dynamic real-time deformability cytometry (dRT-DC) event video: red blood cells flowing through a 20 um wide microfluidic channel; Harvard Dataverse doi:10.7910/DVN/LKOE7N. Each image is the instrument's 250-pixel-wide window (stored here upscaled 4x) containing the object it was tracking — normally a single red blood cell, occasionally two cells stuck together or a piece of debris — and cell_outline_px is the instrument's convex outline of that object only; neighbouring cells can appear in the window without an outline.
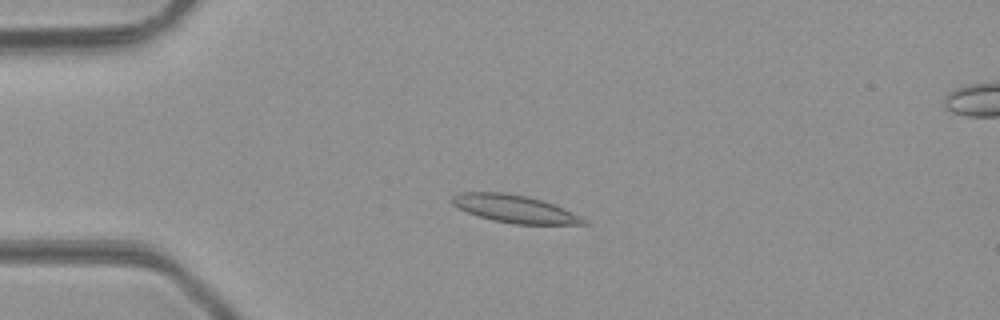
{"species": "common noctule bat (a hibernating species)", "species_latin": "Nyctalus noctula", "temperature_condition": "room temperature", "stored_images_in_passage": 50, "camera_frame_rate_fps": 3000, "um_per_image_px": 0.085, "animal": {"sex": "male", "body_mass_g": 23.1, "forearm_length_mm": 52.7}, "frame": {"image": 1, "passage_image": 13, "time_ms": 4.0, "image_size_px": [1000, 320], "cell_outline_px": [[588, 224], [516, 224], [492, 220], [468, 212], [452, 204], [452, 196], [464, 192], [500, 192], [524, 196], [540, 200], [552, 204], [572, 212], [588, 220]], "centroid_in_image_um": [43.75, 17.76], "position_along_channel_um": 41.2, "area_um2": 20.69}}
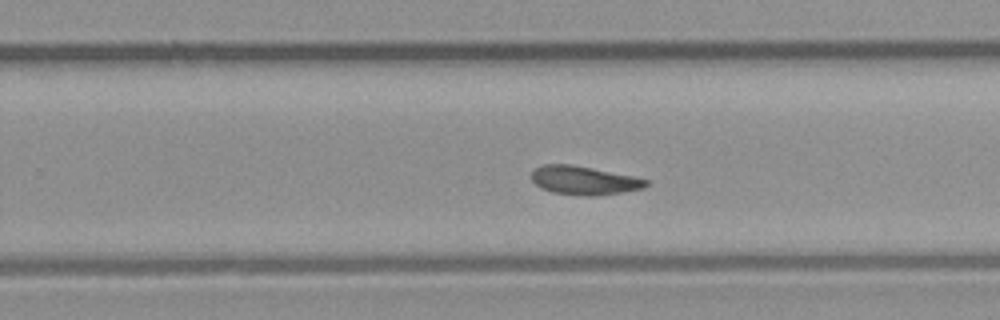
{"frame": {"image": 2, "passage_image": 32, "time_ms": 10.333, "image_size_px": [1000, 320], "cell_outline_px": [[648, 184], [644, 188], [596, 196], [584, 196], [552, 192], [540, 188], [532, 180], [532, 172], [536, 168], [544, 164], [572, 164], [632, 176], [648, 180]], "centroid_in_image_um": [49.62, 15.33], "position_along_channel_um": 280.2, "area_um2": 18.96}}
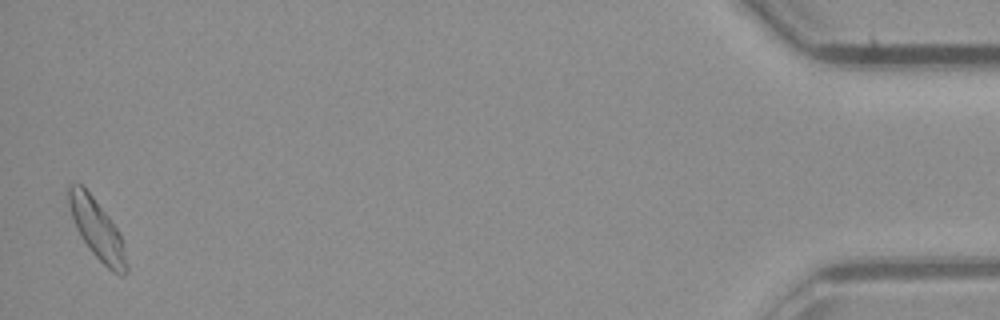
{"frame": {"image": 3, "passage_image": 49, "time_ms": 16.0, "image_size_px": [1000, 320], "cell_outline_px": [[128, 272], [124, 276], [120, 276], [112, 272], [88, 248], [80, 236], [76, 228], [68, 204], [68, 184], [84, 184], [108, 216], [116, 228], [124, 244], [128, 264]], "centroid_in_image_um": [8.26, 19.5], "position_along_channel_um": 426.9, "area_um2": 20.23}, "authors_computed_cell_mechanics": {"area_um2": 19.7387, "velocity_mm_per_s": 4.241, "shape_relaxation_time_tau1_ms": 10.6044, "shape_relaxation_time_tau2_ms": 5.3102, "deformation_change_tau1": 0.2379, "deformation_change_tau2": 0.116}}